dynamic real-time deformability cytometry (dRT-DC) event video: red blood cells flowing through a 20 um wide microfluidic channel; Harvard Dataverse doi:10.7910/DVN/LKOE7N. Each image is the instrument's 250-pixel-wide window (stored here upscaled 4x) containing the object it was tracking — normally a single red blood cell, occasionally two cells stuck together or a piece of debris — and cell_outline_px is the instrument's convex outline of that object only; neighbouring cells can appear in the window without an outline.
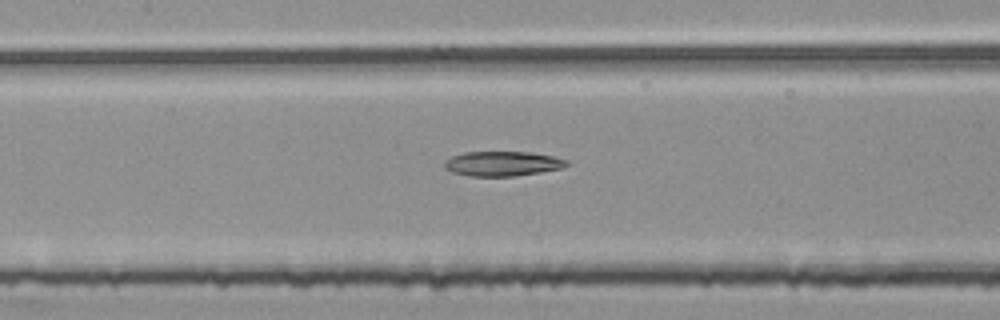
{"species": "common noctule bat (a hibernating species)", "species_latin": "Nyctalus noctula", "temperature_condition": "room temperature", "stored_images_in_passage": 55, "segment_of_instrument_passage": [2, 3], "camera_frame_rate_fps": 3000, "um_per_image_px": 0.085, "animal": {"sex": "female", "body_mass_g": 25.1}, "frame": {"image": 1, "passage_image": 25, "time_ms": 8.0, "image_size_px": [1000, 320], "cell_outline_px": [[568, 164], [564, 168], [516, 176], [468, 176], [452, 172], [444, 168], [444, 160], [452, 156], [464, 152], [528, 152], [552, 156], [568, 160]], "centroid_in_image_um": [42.69, 13.91], "position_along_channel_um": 164.7, "area_um2": 17.69}}
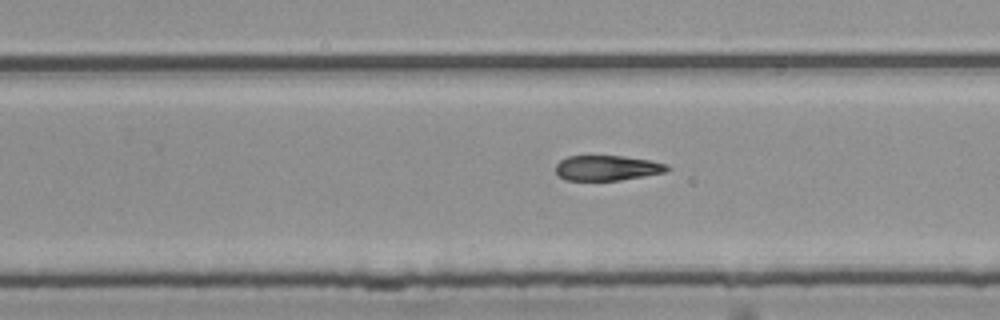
{"frame": {"image": 2, "passage_image": 34, "time_ms": 11.0, "image_size_px": [1000, 320], "cell_outline_px": [[672, 168], [664, 172], [644, 176], [620, 180], [564, 180], [556, 172], [556, 164], [560, 160], [568, 156], [624, 156], [652, 160], [668, 164]], "centroid_in_image_um": [51.64, 14.27], "position_along_channel_um": 278.2, "area_um2": 16.42}}
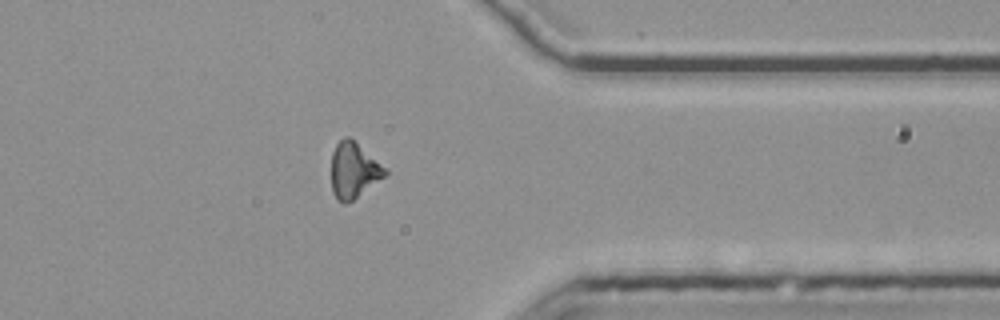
{"frame": {"image": 3, "passage_image": 43, "time_ms": 14.0, "image_size_px": [1000, 320], "cell_outline_px": [[388, 172], [384, 176], [348, 204], [344, 204], [336, 200], [332, 192], [332, 152], [336, 144], [344, 136], [348, 136], [388, 168]], "centroid_in_image_um": [30.06, 14.49], "position_along_channel_um": 381.3, "area_um2": 17.46}}